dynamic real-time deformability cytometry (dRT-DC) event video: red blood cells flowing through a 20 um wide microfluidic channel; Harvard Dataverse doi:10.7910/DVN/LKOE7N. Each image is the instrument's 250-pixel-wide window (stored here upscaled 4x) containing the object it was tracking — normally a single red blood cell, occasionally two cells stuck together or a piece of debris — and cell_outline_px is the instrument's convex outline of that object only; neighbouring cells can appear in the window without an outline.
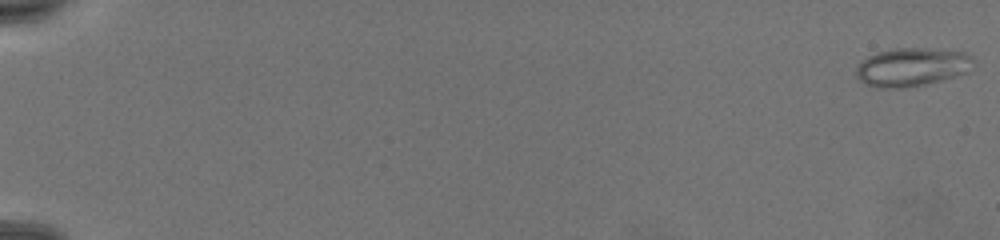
{"species": "common noctule bat (a hibernating species)", "species_latin": "Nyctalus noctula", "temperature_condition": "warm", "stored_images_in_passage": 76, "camera_frame_rate_fps": 3000, "um_per_image_px": 0.085, "animal": {"sex": "female", "body_mass_g": 19.5, "forearm_length_mm": 54.1}, "frame": {"image": 1, "passage_image": 1, "time_ms": 0.0, "image_size_px": [1000, 240], "cell_outline_px": [[976, 60], [968, 72], [924, 84], [904, 88], [876, 88], [860, 80], [856, 76], [856, 68], [868, 56], [880, 52], [900, 48], [916, 48], [964, 52]], "centroid_in_image_um": [77.52, 5.71], "position_along_channel_um": 7.5, "area_um2": 25.78}}
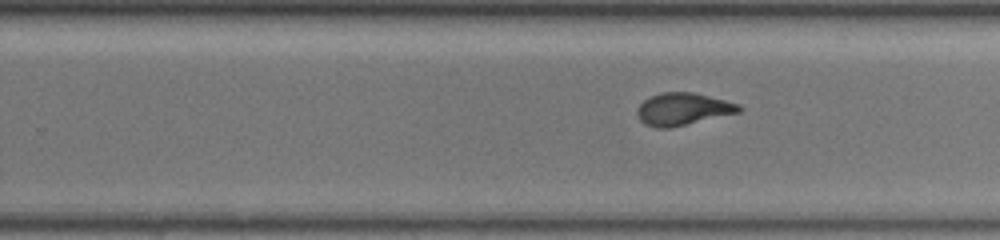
{"frame": {"image": 2, "passage_image": 51, "time_ms": 16.667, "image_size_px": [1000, 240], "cell_outline_px": [[744, 108], [740, 112], [668, 128], [656, 128], [644, 124], [640, 120], [636, 112], [636, 108], [644, 100], [660, 92], [692, 92], [740, 104]], "centroid_in_image_um": [58.03, 9.27], "position_along_channel_um": 271.8, "area_um2": 19.07}}
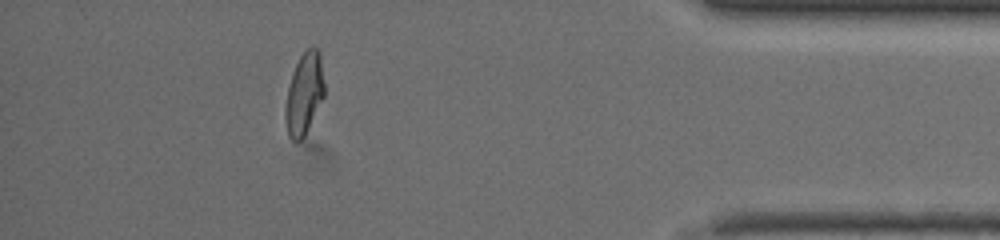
{"frame": {"image": 3, "passage_image": 69, "time_ms": 22.667, "image_size_px": [1000, 240], "cell_outline_px": [[324, 96], [304, 136], [296, 144], [288, 136], [284, 116], [284, 108], [288, 88], [296, 64], [300, 56], [312, 44], [320, 52], [324, 84]], "centroid_in_image_um": [25.85, 7.98], "position_along_channel_um": 409.4, "area_um2": 18.55}}